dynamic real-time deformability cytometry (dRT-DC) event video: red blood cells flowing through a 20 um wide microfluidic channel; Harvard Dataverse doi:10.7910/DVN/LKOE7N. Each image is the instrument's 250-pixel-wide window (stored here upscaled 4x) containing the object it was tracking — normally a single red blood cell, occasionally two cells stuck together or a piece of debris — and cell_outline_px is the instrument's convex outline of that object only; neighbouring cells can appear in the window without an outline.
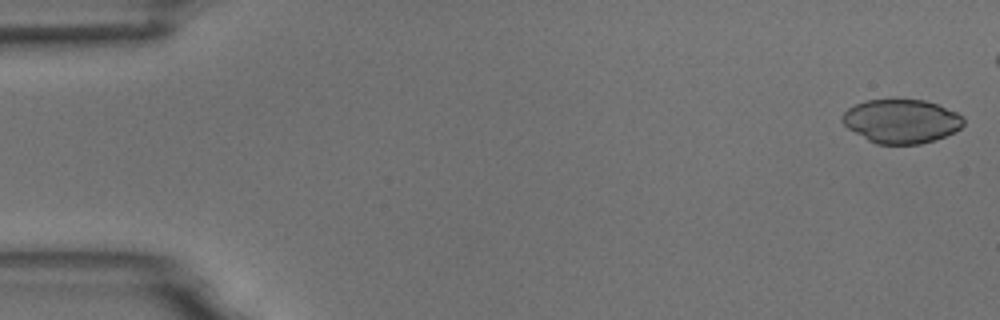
{"species": "common noctule bat (a hibernating species)", "species_latin": "Nyctalus noctula", "temperature_condition": "room temperature", "stored_images_in_passage": 47, "camera_frame_rate_fps": 3000, "um_per_image_px": 0.085, "animal": {"sex": "male", "body_mass_g": 18.8}, "frame": {"image": 1, "passage_image": 1, "time_ms": 0.0, "image_size_px": [1000, 320], "cell_outline_px": [[964, 124], [960, 128], [944, 136], [920, 144], [876, 144], [868, 140], [848, 128], [840, 120], [840, 116], [848, 108], [864, 100], [924, 100], [936, 104], [956, 112], [964, 116]], "centroid_in_image_um": [76.59, 10.3], "position_along_channel_um": 8.4, "area_um2": 30.81}}